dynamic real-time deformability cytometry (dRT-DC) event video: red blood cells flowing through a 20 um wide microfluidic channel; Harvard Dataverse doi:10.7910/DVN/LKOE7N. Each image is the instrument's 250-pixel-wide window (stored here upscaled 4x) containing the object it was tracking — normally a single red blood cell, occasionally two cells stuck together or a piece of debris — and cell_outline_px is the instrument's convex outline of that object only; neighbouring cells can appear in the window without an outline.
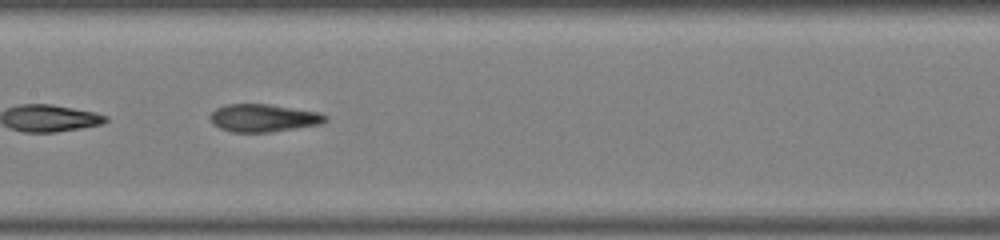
{"species": "common noctule bat (a hibernating species)", "species_latin": "Nyctalus noctula", "temperature_condition": "warm", "stored_images_in_passage": 43, "segment_of_instrument_passage": [2, 2], "camera_frame_rate_fps": 3000, "um_per_image_px": 0.085, "animal": {"sex": "male", "body_mass_g": 19.0, "forearm_length_mm": 50.8}, "frame": {"image": 1, "passage_image": 19, "time_ms": 6.0, "image_size_px": [1000, 240], "cell_outline_px": [[328, 120], [320, 124], [272, 132], [232, 132], [220, 128], [212, 124], [208, 116], [216, 108], [228, 104], [268, 104], [320, 112], [328, 116]], "centroid_in_image_um": [22.39, 10.03], "position_along_channel_um": 185.0, "area_um2": 18.73}}
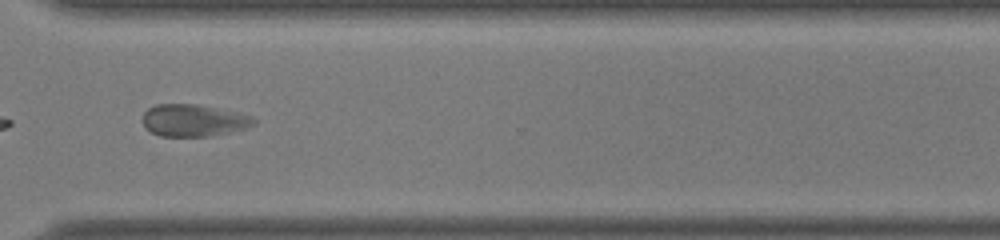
{"frame": {"image": 2, "passage_image": 31, "time_ms": 10.0, "image_size_px": [1000, 240], "cell_outline_px": [[256, 124], [244, 128], [228, 132], [208, 136], [160, 136], [144, 128], [140, 120], [144, 112], [148, 108], [156, 104], [196, 104], [236, 112], [252, 116], [256, 120]], "centroid_in_image_um": [16.39, 10.23], "position_along_channel_um": 354.2, "area_um2": 20.81}}
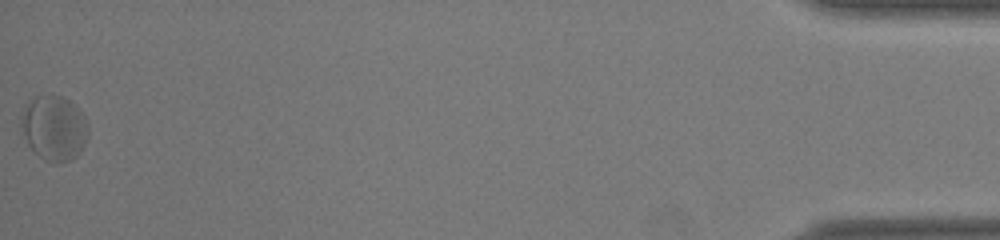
{"frame": {"image": 3, "passage_image": 43, "time_ms": 14.0, "image_size_px": [1000, 240], "cell_outline_px": [[88, 136], [80, 152], [72, 160], [60, 164], [56, 164], [44, 160], [28, 144], [24, 136], [20, 124], [20, 116], [28, 104], [36, 96], [60, 96], [68, 100], [80, 108], [88, 120]], "centroid_in_image_um": [4.64, 10.91], "position_along_channel_um": 430.6, "area_um2": 25.49}}